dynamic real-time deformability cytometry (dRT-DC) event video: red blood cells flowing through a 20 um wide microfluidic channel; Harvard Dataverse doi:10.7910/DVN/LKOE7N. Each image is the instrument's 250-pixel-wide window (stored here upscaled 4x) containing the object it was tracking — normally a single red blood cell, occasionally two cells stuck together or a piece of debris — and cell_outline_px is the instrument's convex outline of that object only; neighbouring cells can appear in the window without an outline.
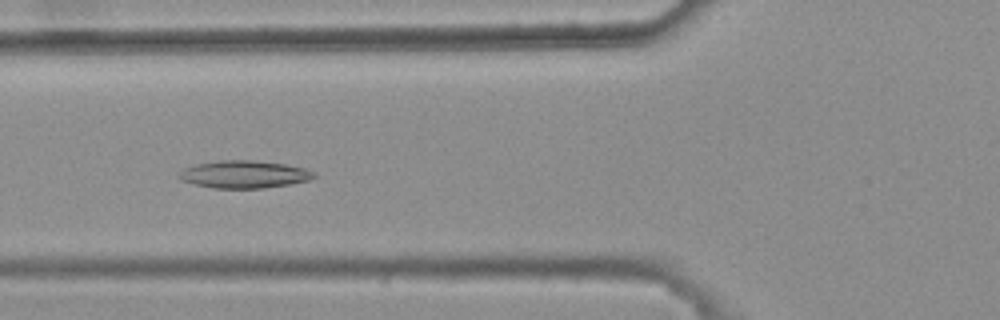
{"species": "common noctule bat (a hibernating species)", "species_latin": "Nyctalus noctula", "temperature_condition": "warm", "stored_images_in_passage": 4, "camera_frame_rate_fps": 3000, "um_per_image_px": 0.085, "animal": {"sex": "female", "body_mass_g": 25.1}, "frame": {"image": 1, "passage_image": 3, "time_ms": 0.667, "image_size_px": [1000, 320], "cell_outline_px": [[316, 176], [308, 180], [288, 184], [264, 188], [212, 188], [192, 184], [180, 180], [176, 176], [184, 168], [196, 164], [220, 160], [252, 160], [284, 164], [304, 168], [316, 172]], "centroid_in_image_um": [20.71, 14.82], "position_along_channel_um": 105.1, "area_um2": 21.68}}
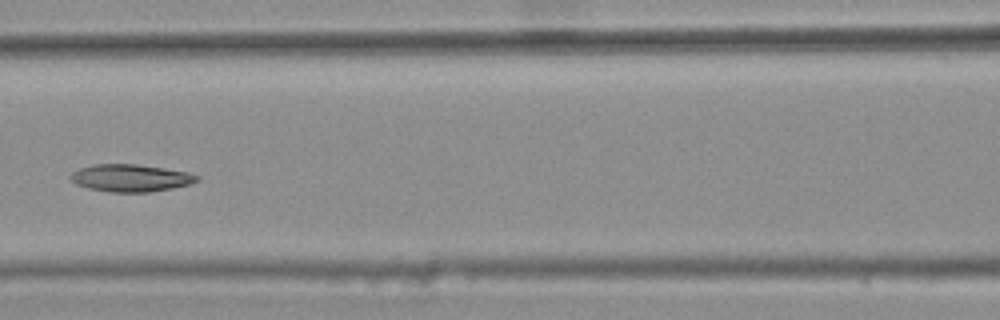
{"frame": {"image": 2, "passage_image": 4, "time_ms": 1.0, "image_size_px": [1000, 320], "cell_outline_px": [[200, 180], [188, 184], [172, 188], [148, 192], [108, 192], [88, 188], [76, 184], [68, 176], [72, 172], [80, 168], [92, 164], [136, 164], [164, 168], [188, 172], [200, 176]], "centroid_in_image_um": [11.09, 15.12], "position_along_channel_um": 155.5, "area_um2": 20.17}}